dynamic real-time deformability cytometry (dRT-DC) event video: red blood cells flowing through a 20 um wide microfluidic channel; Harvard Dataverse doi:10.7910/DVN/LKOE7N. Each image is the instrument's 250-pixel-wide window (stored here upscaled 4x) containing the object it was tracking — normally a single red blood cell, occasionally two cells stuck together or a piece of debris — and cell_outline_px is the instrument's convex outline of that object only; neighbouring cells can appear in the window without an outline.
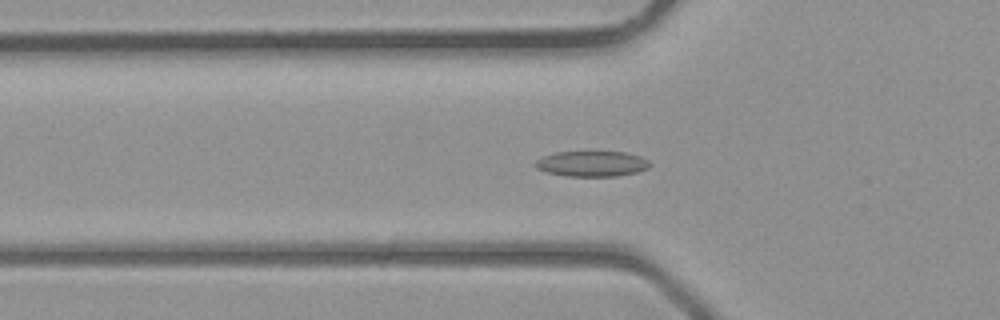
{"species": "common noctule bat (a hibernating species)", "species_latin": "Nyctalus noctula", "temperature_condition": "room temperature", "stored_images_in_passage": 39, "camera_frame_rate_fps": 3000, "um_per_image_px": 0.085, "animal": {"sex": "male", "body_mass_g": 23.1, "forearm_length_mm": 52.7}, "frame": {"image": 1, "passage_image": 14, "time_ms": 4.333, "image_size_px": [1000, 320], "cell_outline_px": [[652, 164], [648, 168], [636, 172], [616, 176], [564, 176], [544, 172], [536, 168], [532, 164], [540, 156], [556, 152], [596, 148], [624, 152], [640, 156], [648, 160]], "centroid_in_image_um": [50.25, 13.86], "position_along_channel_um": 75.5, "area_um2": 18.21}}
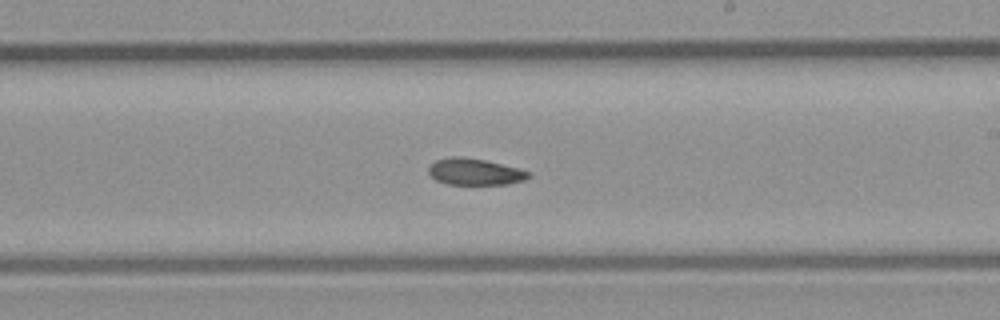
{"frame": {"image": 2, "passage_image": 24, "time_ms": 7.667, "image_size_px": [1000, 320], "cell_outline_px": [[532, 176], [524, 180], [508, 184], [448, 184], [436, 180], [428, 172], [428, 168], [436, 160], [452, 156], [456, 156], [484, 160], [516, 168], [528, 172]], "centroid_in_image_um": [40.34, 14.61], "position_along_channel_um": 248.7, "area_um2": 15.14}}
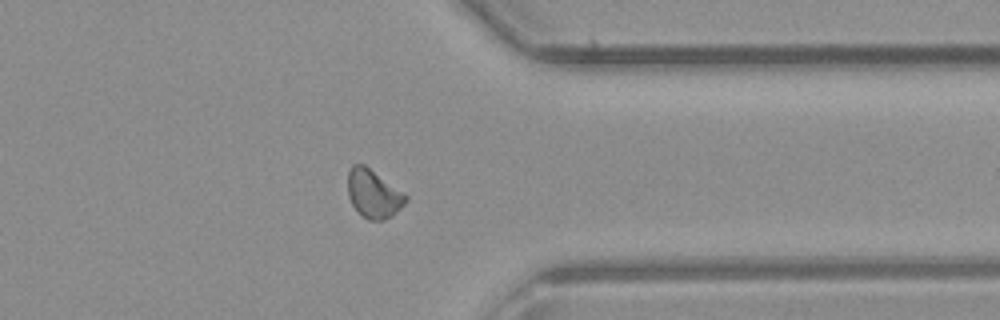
{"frame": {"image": 3, "passage_image": 32, "time_ms": 10.333, "image_size_px": [1000, 320], "cell_outline_px": [[408, 200], [392, 216], [384, 220], [368, 220], [352, 204], [348, 196], [348, 172], [352, 164], [364, 164], [408, 196]], "centroid_in_image_um": [31.74, 16.47], "position_along_channel_um": 379.7, "area_um2": 16.07}}